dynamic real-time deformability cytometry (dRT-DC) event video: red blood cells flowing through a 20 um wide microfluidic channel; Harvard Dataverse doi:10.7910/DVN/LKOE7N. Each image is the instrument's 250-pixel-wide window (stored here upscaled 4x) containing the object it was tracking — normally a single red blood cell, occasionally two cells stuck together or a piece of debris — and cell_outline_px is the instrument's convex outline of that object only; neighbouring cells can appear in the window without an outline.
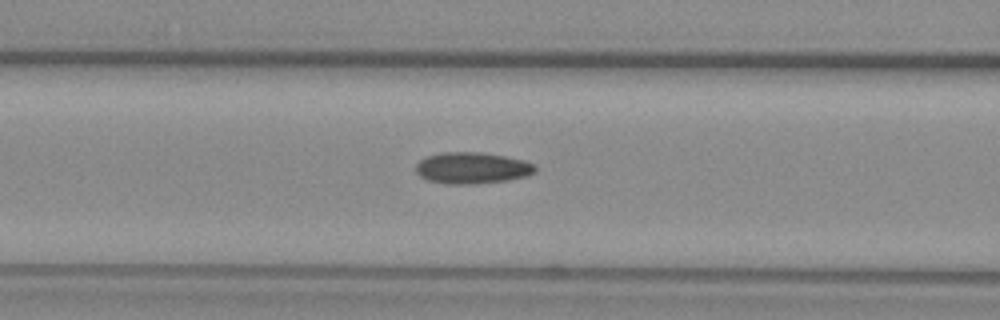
{"species": "common noctule bat (a hibernating species)", "species_latin": "Nyctalus noctula", "temperature_condition": "warm", "stored_images_in_passage": 42, "camera_frame_rate_fps": 3000, "um_per_image_px": 0.085, "animal": {"sex": "female", "body_mass_g": 29.2, "forearm_length_mm": 56.3}, "frame": {"image": 1, "passage_image": 10, "time_ms": 3.0, "image_size_px": [1000, 320], "cell_outline_px": [[536, 172], [528, 176], [508, 180], [476, 184], [444, 184], [428, 180], [420, 176], [416, 172], [416, 164], [420, 160], [428, 156], [440, 152], [480, 152], [504, 156], [524, 160], [532, 164], [536, 168]], "centroid_in_image_um": [40.12, 14.28], "position_along_channel_um": 126.5, "area_um2": 21.96}}
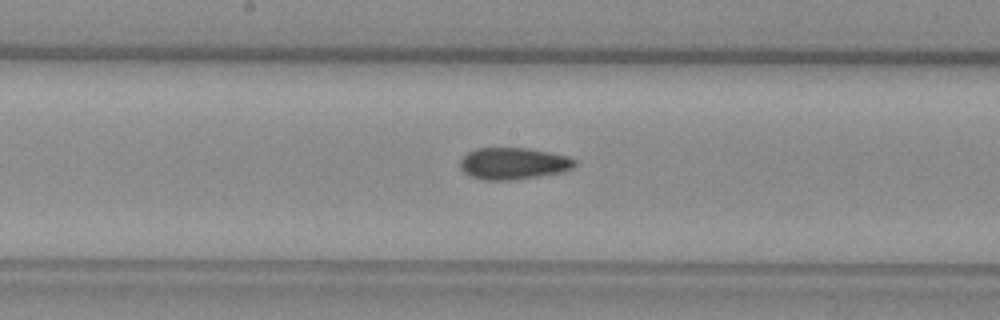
{"frame": {"image": 2, "passage_image": 16, "time_ms": 5.0, "image_size_px": [1000, 320], "cell_outline_px": [[576, 164], [572, 168], [560, 172], [536, 176], [508, 180], [480, 180], [464, 172], [460, 168], [460, 160], [468, 152], [476, 148], [528, 148], [568, 156], [576, 160]], "centroid_in_image_um": [43.61, 13.89], "position_along_channel_um": 204.6, "area_um2": 21.04}}
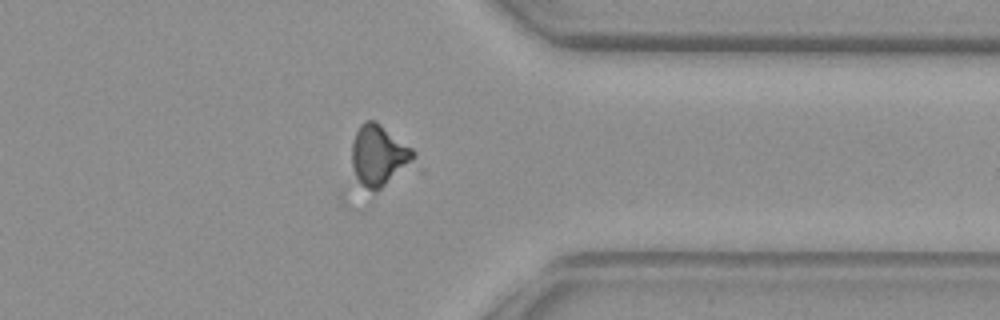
{"frame": {"image": 3, "passage_image": 30, "time_ms": 9.667, "image_size_px": [1000, 320], "cell_outline_px": [[424, 172], [376, 192], [360, 184], [356, 176], [352, 164], [352, 140], [360, 124], [364, 120], [376, 120], [412, 148], [416, 152]], "centroid_in_image_um": [32.48, 13.36], "position_along_channel_um": 378.9, "area_um2": 24.85}}